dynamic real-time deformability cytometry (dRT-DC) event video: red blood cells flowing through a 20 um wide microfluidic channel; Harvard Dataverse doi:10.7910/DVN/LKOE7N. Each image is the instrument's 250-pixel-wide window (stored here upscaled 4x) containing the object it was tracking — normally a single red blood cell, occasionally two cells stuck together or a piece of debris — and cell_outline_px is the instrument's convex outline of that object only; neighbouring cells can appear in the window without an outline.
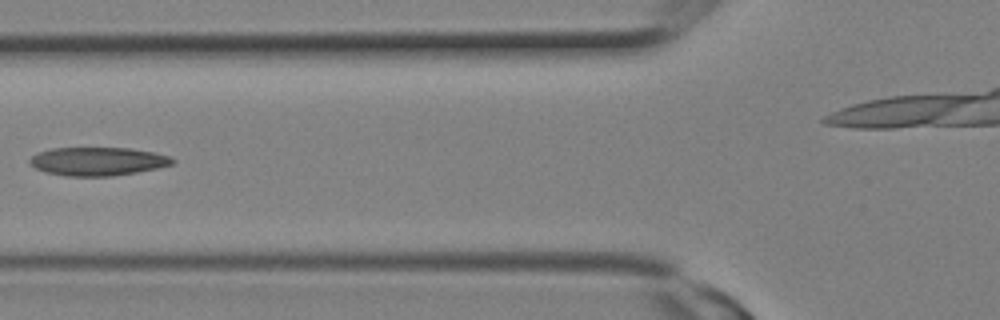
{"species": "Egyptian fruit bat (a non-hibernating species)", "species_latin": "Rousettus aegyptiacus", "temperature_condition": "room temperature", "stored_images_in_passage": 14, "camera_frame_rate_fps": 3000, "um_per_image_px": 0.085, "animal": {"sex": "female"}, "frame": {"image": 1, "passage_image": 10, "time_ms": 3.0, "image_size_px": [1000, 320], "cell_outline_px": [[176, 160], [172, 164], [156, 168], [136, 172], [112, 176], [68, 176], [44, 172], [36, 168], [28, 160], [32, 156], [40, 152], [52, 148], [132, 148], [156, 152], [172, 156]], "centroid_in_image_um": [8.35, 13.71], "position_along_channel_um": 117.4, "area_um2": 23.64}}
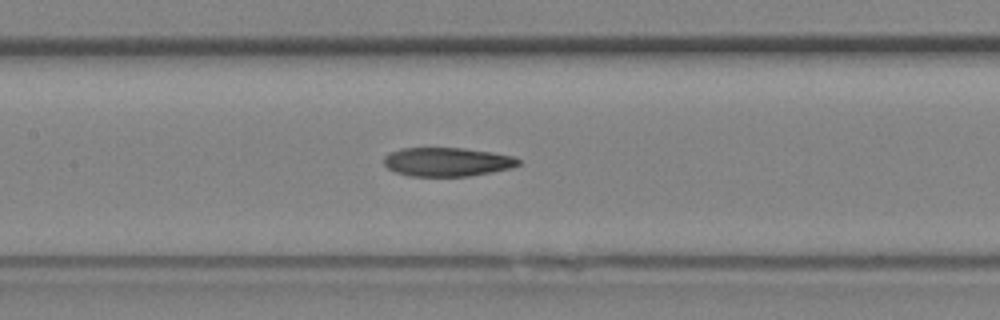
{"frame": {"image": 2, "passage_image": 12, "time_ms": 3.667, "image_size_px": [1000, 320], "cell_outline_px": [[520, 164], [512, 168], [492, 172], [468, 176], [408, 176], [396, 172], [388, 168], [384, 164], [384, 156], [400, 148], [464, 148], [492, 152], [512, 156], [520, 160]], "centroid_in_image_um": [38.01, 13.76], "position_along_channel_um": 169.4, "area_um2": 22.6}}